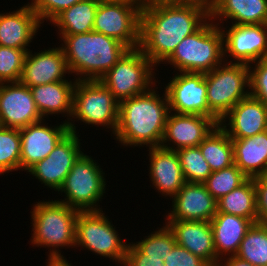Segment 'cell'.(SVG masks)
<instances>
[{
	"label": "cell",
	"mask_w": 267,
	"mask_h": 266,
	"mask_svg": "<svg viewBox=\"0 0 267 266\" xmlns=\"http://www.w3.org/2000/svg\"><path fill=\"white\" fill-rule=\"evenodd\" d=\"M154 67L156 68L139 47L128 49L99 80L110 90L114 98L121 102L154 87L158 82V78L155 79V70L158 68Z\"/></svg>",
	"instance_id": "obj_9"
},
{
	"label": "cell",
	"mask_w": 267,
	"mask_h": 266,
	"mask_svg": "<svg viewBox=\"0 0 267 266\" xmlns=\"http://www.w3.org/2000/svg\"><path fill=\"white\" fill-rule=\"evenodd\" d=\"M106 184L105 173L98 161L83 153L58 190V194L66 197L57 201L78 211H101L99 202L106 193Z\"/></svg>",
	"instance_id": "obj_7"
},
{
	"label": "cell",
	"mask_w": 267,
	"mask_h": 266,
	"mask_svg": "<svg viewBox=\"0 0 267 266\" xmlns=\"http://www.w3.org/2000/svg\"><path fill=\"white\" fill-rule=\"evenodd\" d=\"M156 84L145 93L119 102L118 126L114 140L125 147H160L165 132L169 101L165 89Z\"/></svg>",
	"instance_id": "obj_2"
},
{
	"label": "cell",
	"mask_w": 267,
	"mask_h": 266,
	"mask_svg": "<svg viewBox=\"0 0 267 266\" xmlns=\"http://www.w3.org/2000/svg\"><path fill=\"white\" fill-rule=\"evenodd\" d=\"M217 211L241 216L257 223L258 212L254 178H248L243 184L219 199Z\"/></svg>",
	"instance_id": "obj_29"
},
{
	"label": "cell",
	"mask_w": 267,
	"mask_h": 266,
	"mask_svg": "<svg viewBox=\"0 0 267 266\" xmlns=\"http://www.w3.org/2000/svg\"><path fill=\"white\" fill-rule=\"evenodd\" d=\"M118 112L119 102L100 80H77L72 115L67 125L72 133H77L75 121L95 127L105 126L114 135L118 126Z\"/></svg>",
	"instance_id": "obj_6"
},
{
	"label": "cell",
	"mask_w": 267,
	"mask_h": 266,
	"mask_svg": "<svg viewBox=\"0 0 267 266\" xmlns=\"http://www.w3.org/2000/svg\"><path fill=\"white\" fill-rule=\"evenodd\" d=\"M84 0H31L27 3L30 8L37 14L41 24L52 21L63 10L70 8L72 5Z\"/></svg>",
	"instance_id": "obj_38"
},
{
	"label": "cell",
	"mask_w": 267,
	"mask_h": 266,
	"mask_svg": "<svg viewBox=\"0 0 267 266\" xmlns=\"http://www.w3.org/2000/svg\"><path fill=\"white\" fill-rule=\"evenodd\" d=\"M210 19L218 26L228 19L232 25L267 24V0H218Z\"/></svg>",
	"instance_id": "obj_26"
},
{
	"label": "cell",
	"mask_w": 267,
	"mask_h": 266,
	"mask_svg": "<svg viewBox=\"0 0 267 266\" xmlns=\"http://www.w3.org/2000/svg\"><path fill=\"white\" fill-rule=\"evenodd\" d=\"M42 119L29 87L20 82L0 83L2 126L21 129Z\"/></svg>",
	"instance_id": "obj_16"
},
{
	"label": "cell",
	"mask_w": 267,
	"mask_h": 266,
	"mask_svg": "<svg viewBox=\"0 0 267 266\" xmlns=\"http://www.w3.org/2000/svg\"><path fill=\"white\" fill-rule=\"evenodd\" d=\"M46 119L19 129L21 136L20 171H28L43 160L70 132L64 121L56 125L46 124ZM24 169V170H23Z\"/></svg>",
	"instance_id": "obj_15"
},
{
	"label": "cell",
	"mask_w": 267,
	"mask_h": 266,
	"mask_svg": "<svg viewBox=\"0 0 267 266\" xmlns=\"http://www.w3.org/2000/svg\"><path fill=\"white\" fill-rule=\"evenodd\" d=\"M218 0H184V4L203 8L209 14L215 9Z\"/></svg>",
	"instance_id": "obj_42"
},
{
	"label": "cell",
	"mask_w": 267,
	"mask_h": 266,
	"mask_svg": "<svg viewBox=\"0 0 267 266\" xmlns=\"http://www.w3.org/2000/svg\"><path fill=\"white\" fill-rule=\"evenodd\" d=\"M205 80L209 117L218 124L240 100L250 95L249 65L224 61L205 73Z\"/></svg>",
	"instance_id": "obj_8"
},
{
	"label": "cell",
	"mask_w": 267,
	"mask_h": 266,
	"mask_svg": "<svg viewBox=\"0 0 267 266\" xmlns=\"http://www.w3.org/2000/svg\"><path fill=\"white\" fill-rule=\"evenodd\" d=\"M29 50L25 56L20 83L34 87L51 82L63 81L70 74L64 51L60 45L49 47L43 51L32 53Z\"/></svg>",
	"instance_id": "obj_18"
},
{
	"label": "cell",
	"mask_w": 267,
	"mask_h": 266,
	"mask_svg": "<svg viewBox=\"0 0 267 266\" xmlns=\"http://www.w3.org/2000/svg\"><path fill=\"white\" fill-rule=\"evenodd\" d=\"M218 125L231 139L252 137L267 130V105L249 95L240 100Z\"/></svg>",
	"instance_id": "obj_20"
},
{
	"label": "cell",
	"mask_w": 267,
	"mask_h": 266,
	"mask_svg": "<svg viewBox=\"0 0 267 266\" xmlns=\"http://www.w3.org/2000/svg\"><path fill=\"white\" fill-rule=\"evenodd\" d=\"M19 129L0 127V175L20 170Z\"/></svg>",
	"instance_id": "obj_32"
},
{
	"label": "cell",
	"mask_w": 267,
	"mask_h": 266,
	"mask_svg": "<svg viewBox=\"0 0 267 266\" xmlns=\"http://www.w3.org/2000/svg\"><path fill=\"white\" fill-rule=\"evenodd\" d=\"M263 177L267 180V173Z\"/></svg>",
	"instance_id": "obj_47"
},
{
	"label": "cell",
	"mask_w": 267,
	"mask_h": 266,
	"mask_svg": "<svg viewBox=\"0 0 267 266\" xmlns=\"http://www.w3.org/2000/svg\"><path fill=\"white\" fill-rule=\"evenodd\" d=\"M170 200L172 210L165 216L166 220L210 222L217 212V200L204 183L186 182Z\"/></svg>",
	"instance_id": "obj_19"
},
{
	"label": "cell",
	"mask_w": 267,
	"mask_h": 266,
	"mask_svg": "<svg viewBox=\"0 0 267 266\" xmlns=\"http://www.w3.org/2000/svg\"><path fill=\"white\" fill-rule=\"evenodd\" d=\"M210 224L213 230L216 266H218L222 259L237 254L240 243L253 222L241 216L217 211Z\"/></svg>",
	"instance_id": "obj_24"
},
{
	"label": "cell",
	"mask_w": 267,
	"mask_h": 266,
	"mask_svg": "<svg viewBox=\"0 0 267 266\" xmlns=\"http://www.w3.org/2000/svg\"><path fill=\"white\" fill-rule=\"evenodd\" d=\"M184 0H145L144 7H154L162 5H183Z\"/></svg>",
	"instance_id": "obj_44"
},
{
	"label": "cell",
	"mask_w": 267,
	"mask_h": 266,
	"mask_svg": "<svg viewBox=\"0 0 267 266\" xmlns=\"http://www.w3.org/2000/svg\"><path fill=\"white\" fill-rule=\"evenodd\" d=\"M108 1H126L140 7L141 9L144 8V2H145V0H108Z\"/></svg>",
	"instance_id": "obj_46"
},
{
	"label": "cell",
	"mask_w": 267,
	"mask_h": 266,
	"mask_svg": "<svg viewBox=\"0 0 267 266\" xmlns=\"http://www.w3.org/2000/svg\"><path fill=\"white\" fill-rule=\"evenodd\" d=\"M217 125L218 123L211 117L170 111L160 147L177 151L199 146Z\"/></svg>",
	"instance_id": "obj_17"
},
{
	"label": "cell",
	"mask_w": 267,
	"mask_h": 266,
	"mask_svg": "<svg viewBox=\"0 0 267 266\" xmlns=\"http://www.w3.org/2000/svg\"><path fill=\"white\" fill-rule=\"evenodd\" d=\"M46 266H73L72 263H69V261L66 260H47L46 259Z\"/></svg>",
	"instance_id": "obj_45"
},
{
	"label": "cell",
	"mask_w": 267,
	"mask_h": 266,
	"mask_svg": "<svg viewBox=\"0 0 267 266\" xmlns=\"http://www.w3.org/2000/svg\"><path fill=\"white\" fill-rule=\"evenodd\" d=\"M176 73L169 80L170 82L163 87L168 97L169 110L179 114L209 117L205 74Z\"/></svg>",
	"instance_id": "obj_14"
},
{
	"label": "cell",
	"mask_w": 267,
	"mask_h": 266,
	"mask_svg": "<svg viewBox=\"0 0 267 266\" xmlns=\"http://www.w3.org/2000/svg\"><path fill=\"white\" fill-rule=\"evenodd\" d=\"M209 19L210 14L195 5L144 7L139 48L158 67L185 37L198 31Z\"/></svg>",
	"instance_id": "obj_1"
},
{
	"label": "cell",
	"mask_w": 267,
	"mask_h": 266,
	"mask_svg": "<svg viewBox=\"0 0 267 266\" xmlns=\"http://www.w3.org/2000/svg\"><path fill=\"white\" fill-rule=\"evenodd\" d=\"M36 203L30 211L33 232L30 243L34 247L50 248L48 260H66L60 249L75 247L79 211L57 200Z\"/></svg>",
	"instance_id": "obj_4"
},
{
	"label": "cell",
	"mask_w": 267,
	"mask_h": 266,
	"mask_svg": "<svg viewBox=\"0 0 267 266\" xmlns=\"http://www.w3.org/2000/svg\"><path fill=\"white\" fill-rule=\"evenodd\" d=\"M186 182L204 183L212 174L209 164L198 146L182 148L176 151Z\"/></svg>",
	"instance_id": "obj_33"
},
{
	"label": "cell",
	"mask_w": 267,
	"mask_h": 266,
	"mask_svg": "<svg viewBox=\"0 0 267 266\" xmlns=\"http://www.w3.org/2000/svg\"><path fill=\"white\" fill-rule=\"evenodd\" d=\"M142 9L126 1L100 0L93 31L113 37L129 49L140 46Z\"/></svg>",
	"instance_id": "obj_11"
},
{
	"label": "cell",
	"mask_w": 267,
	"mask_h": 266,
	"mask_svg": "<svg viewBox=\"0 0 267 266\" xmlns=\"http://www.w3.org/2000/svg\"><path fill=\"white\" fill-rule=\"evenodd\" d=\"M248 177L235 165L212 172L204 185L207 191L218 201L223 196L243 184Z\"/></svg>",
	"instance_id": "obj_34"
},
{
	"label": "cell",
	"mask_w": 267,
	"mask_h": 266,
	"mask_svg": "<svg viewBox=\"0 0 267 266\" xmlns=\"http://www.w3.org/2000/svg\"><path fill=\"white\" fill-rule=\"evenodd\" d=\"M149 178L152 187L171 199L186 183L176 151L162 147H149Z\"/></svg>",
	"instance_id": "obj_21"
},
{
	"label": "cell",
	"mask_w": 267,
	"mask_h": 266,
	"mask_svg": "<svg viewBox=\"0 0 267 266\" xmlns=\"http://www.w3.org/2000/svg\"><path fill=\"white\" fill-rule=\"evenodd\" d=\"M100 0H84L63 10L50 23L58 35H75L93 31L95 13Z\"/></svg>",
	"instance_id": "obj_28"
},
{
	"label": "cell",
	"mask_w": 267,
	"mask_h": 266,
	"mask_svg": "<svg viewBox=\"0 0 267 266\" xmlns=\"http://www.w3.org/2000/svg\"><path fill=\"white\" fill-rule=\"evenodd\" d=\"M224 261V262H223ZM218 266H254L247 261L239 259L237 256H231L222 259Z\"/></svg>",
	"instance_id": "obj_43"
},
{
	"label": "cell",
	"mask_w": 267,
	"mask_h": 266,
	"mask_svg": "<svg viewBox=\"0 0 267 266\" xmlns=\"http://www.w3.org/2000/svg\"><path fill=\"white\" fill-rule=\"evenodd\" d=\"M224 62V36L209 19L198 31L185 37L162 63L177 72L208 73Z\"/></svg>",
	"instance_id": "obj_5"
},
{
	"label": "cell",
	"mask_w": 267,
	"mask_h": 266,
	"mask_svg": "<svg viewBox=\"0 0 267 266\" xmlns=\"http://www.w3.org/2000/svg\"><path fill=\"white\" fill-rule=\"evenodd\" d=\"M234 164L248 177L267 173V130L252 137L232 139Z\"/></svg>",
	"instance_id": "obj_27"
},
{
	"label": "cell",
	"mask_w": 267,
	"mask_h": 266,
	"mask_svg": "<svg viewBox=\"0 0 267 266\" xmlns=\"http://www.w3.org/2000/svg\"><path fill=\"white\" fill-rule=\"evenodd\" d=\"M27 52L0 46V83L19 82Z\"/></svg>",
	"instance_id": "obj_36"
},
{
	"label": "cell",
	"mask_w": 267,
	"mask_h": 266,
	"mask_svg": "<svg viewBox=\"0 0 267 266\" xmlns=\"http://www.w3.org/2000/svg\"><path fill=\"white\" fill-rule=\"evenodd\" d=\"M58 36L70 76L76 75L78 81L99 80L129 49L119 40L95 31Z\"/></svg>",
	"instance_id": "obj_3"
},
{
	"label": "cell",
	"mask_w": 267,
	"mask_h": 266,
	"mask_svg": "<svg viewBox=\"0 0 267 266\" xmlns=\"http://www.w3.org/2000/svg\"><path fill=\"white\" fill-rule=\"evenodd\" d=\"M164 266H209L200 257L176 244L164 260Z\"/></svg>",
	"instance_id": "obj_39"
},
{
	"label": "cell",
	"mask_w": 267,
	"mask_h": 266,
	"mask_svg": "<svg viewBox=\"0 0 267 266\" xmlns=\"http://www.w3.org/2000/svg\"><path fill=\"white\" fill-rule=\"evenodd\" d=\"M41 25L37 14L28 4L12 12L0 13V46L28 52L30 48L27 47H30Z\"/></svg>",
	"instance_id": "obj_22"
},
{
	"label": "cell",
	"mask_w": 267,
	"mask_h": 266,
	"mask_svg": "<svg viewBox=\"0 0 267 266\" xmlns=\"http://www.w3.org/2000/svg\"><path fill=\"white\" fill-rule=\"evenodd\" d=\"M256 188L258 222H267V180L263 176L254 178Z\"/></svg>",
	"instance_id": "obj_41"
},
{
	"label": "cell",
	"mask_w": 267,
	"mask_h": 266,
	"mask_svg": "<svg viewBox=\"0 0 267 266\" xmlns=\"http://www.w3.org/2000/svg\"><path fill=\"white\" fill-rule=\"evenodd\" d=\"M235 256L254 266H267V222L252 224Z\"/></svg>",
	"instance_id": "obj_31"
},
{
	"label": "cell",
	"mask_w": 267,
	"mask_h": 266,
	"mask_svg": "<svg viewBox=\"0 0 267 266\" xmlns=\"http://www.w3.org/2000/svg\"><path fill=\"white\" fill-rule=\"evenodd\" d=\"M78 133L69 132L49 153L27 172L47 188L58 191L74 163L84 153Z\"/></svg>",
	"instance_id": "obj_13"
},
{
	"label": "cell",
	"mask_w": 267,
	"mask_h": 266,
	"mask_svg": "<svg viewBox=\"0 0 267 266\" xmlns=\"http://www.w3.org/2000/svg\"><path fill=\"white\" fill-rule=\"evenodd\" d=\"M124 266H164L162 257L143 254L132 242H128Z\"/></svg>",
	"instance_id": "obj_40"
},
{
	"label": "cell",
	"mask_w": 267,
	"mask_h": 266,
	"mask_svg": "<svg viewBox=\"0 0 267 266\" xmlns=\"http://www.w3.org/2000/svg\"><path fill=\"white\" fill-rule=\"evenodd\" d=\"M212 172L234 164L232 139L217 125L198 146Z\"/></svg>",
	"instance_id": "obj_30"
},
{
	"label": "cell",
	"mask_w": 267,
	"mask_h": 266,
	"mask_svg": "<svg viewBox=\"0 0 267 266\" xmlns=\"http://www.w3.org/2000/svg\"><path fill=\"white\" fill-rule=\"evenodd\" d=\"M165 223L172 230L178 245L200 257L209 266H216V251L210 222L165 220Z\"/></svg>",
	"instance_id": "obj_23"
},
{
	"label": "cell",
	"mask_w": 267,
	"mask_h": 266,
	"mask_svg": "<svg viewBox=\"0 0 267 266\" xmlns=\"http://www.w3.org/2000/svg\"><path fill=\"white\" fill-rule=\"evenodd\" d=\"M160 228V229H159ZM152 231L140 241L132 242L143 254L149 257H162L166 259L169 252L177 244L175 236L168 225L163 223L162 228Z\"/></svg>",
	"instance_id": "obj_35"
},
{
	"label": "cell",
	"mask_w": 267,
	"mask_h": 266,
	"mask_svg": "<svg viewBox=\"0 0 267 266\" xmlns=\"http://www.w3.org/2000/svg\"><path fill=\"white\" fill-rule=\"evenodd\" d=\"M128 243L101 211H79L76 221L75 248L82 247L95 255L124 264Z\"/></svg>",
	"instance_id": "obj_10"
},
{
	"label": "cell",
	"mask_w": 267,
	"mask_h": 266,
	"mask_svg": "<svg viewBox=\"0 0 267 266\" xmlns=\"http://www.w3.org/2000/svg\"><path fill=\"white\" fill-rule=\"evenodd\" d=\"M73 80V81H72ZM51 82L29 87L38 111L43 119L49 115H62L68 124L73 110V93L77 80Z\"/></svg>",
	"instance_id": "obj_25"
},
{
	"label": "cell",
	"mask_w": 267,
	"mask_h": 266,
	"mask_svg": "<svg viewBox=\"0 0 267 266\" xmlns=\"http://www.w3.org/2000/svg\"><path fill=\"white\" fill-rule=\"evenodd\" d=\"M229 26H220L224 36L225 62L250 65L267 58V24Z\"/></svg>",
	"instance_id": "obj_12"
},
{
	"label": "cell",
	"mask_w": 267,
	"mask_h": 266,
	"mask_svg": "<svg viewBox=\"0 0 267 266\" xmlns=\"http://www.w3.org/2000/svg\"><path fill=\"white\" fill-rule=\"evenodd\" d=\"M250 96L267 105V58L249 65Z\"/></svg>",
	"instance_id": "obj_37"
}]
</instances>
